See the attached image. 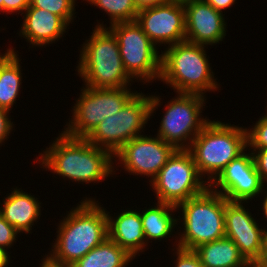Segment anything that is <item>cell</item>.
I'll list each match as a JSON object with an SVG mask.
<instances>
[{
    "instance_id": "obj_39",
    "label": "cell",
    "mask_w": 267,
    "mask_h": 267,
    "mask_svg": "<svg viewBox=\"0 0 267 267\" xmlns=\"http://www.w3.org/2000/svg\"><path fill=\"white\" fill-rule=\"evenodd\" d=\"M167 2H177V3H182L185 4L189 0H166Z\"/></svg>"
},
{
    "instance_id": "obj_29",
    "label": "cell",
    "mask_w": 267,
    "mask_h": 267,
    "mask_svg": "<svg viewBox=\"0 0 267 267\" xmlns=\"http://www.w3.org/2000/svg\"><path fill=\"white\" fill-rule=\"evenodd\" d=\"M254 163L257 172L261 179L267 185V148L266 149H252Z\"/></svg>"
},
{
    "instance_id": "obj_9",
    "label": "cell",
    "mask_w": 267,
    "mask_h": 267,
    "mask_svg": "<svg viewBox=\"0 0 267 267\" xmlns=\"http://www.w3.org/2000/svg\"><path fill=\"white\" fill-rule=\"evenodd\" d=\"M107 28L117 38L127 74L143 84L159 80L161 54L158 46L143 32L142 27L136 21H130L115 23Z\"/></svg>"
},
{
    "instance_id": "obj_19",
    "label": "cell",
    "mask_w": 267,
    "mask_h": 267,
    "mask_svg": "<svg viewBox=\"0 0 267 267\" xmlns=\"http://www.w3.org/2000/svg\"><path fill=\"white\" fill-rule=\"evenodd\" d=\"M12 189L13 191L3 198V204L0 202V213L20 234H30L32 226L40 219L41 202L21 188Z\"/></svg>"
},
{
    "instance_id": "obj_7",
    "label": "cell",
    "mask_w": 267,
    "mask_h": 267,
    "mask_svg": "<svg viewBox=\"0 0 267 267\" xmlns=\"http://www.w3.org/2000/svg\"><path fill=\"white\" fill-rule=\"evenodd\" d=\"M158 95L137 92L116 114L104 119L85 139L113 155L128 141L143 135L150 117L161 102Z\"/></svg>"
},
{
    "instance_id": "obj_27",
    "label": "cell",
    "mask_w": 267,
    "mask_h": 267,
    "mask_svg": "<svg viewBox=\"0 0 267 267\" xmlns=\"http://www.w3.org/2000/svg\"><path fill=\"white\" fill-rule=\"evenodd\" d=\"M176 250L173 255L177 257L174 261L175 266L172 267H203L197 254L194 250H187L180 247L172 248V251Z\"/></svg>"
},
{
    "instance_id": "obj_16",
    "label": "cell",
    "mask_w": 267,
    "mask_h": 267,
    "mask_svg": "<svg viewBox=\"0 0 267 267\" xmlns=\"http://www.w3.org/2000/svg\"><path fill=\"white\" fill-rule=\"evenodd\" d=\"M186 41L199 45H216L225 39V14L216 11L205 0H189L184 4Z\"/></svg>"
},
{
    "instance_id": "obj_18",
    "label": "cell",
    "mask_w": 267,
    "mask_h": 267,
    "mask_svg": "<svg viewBox=\"0 0 267 267\" xmlns=\"http://www.w3.org/2000/svg\"><path fill=\"white\" fill-rule=\"evenodd\" d=\"M140 211L128 208L118 213L115 218L106 211L108 238L127 250L134 258L136 255L140 256L146 248Z\"/></svg>"
},
{
    "instance_id": "obj_1",
    "label": "cell",
    "mask_w": 267,
    "mask_h": 267,
    "mask_svg": "<svg viewBox=\"0 0 267 267\" xmlns=\"http://www.w3.org/2000/svg\"><path fill=\"white\" fill-rule=\"evenodd\" d=\"M79 203L59 221L52 249L43 257L52 265L70 267L108 237L106 208L95 198Z\"/></svg>"
},
{
    "instance_id": "obj_23",
    "label": "cell",
    "mask_w": 267,
    "mask_h": 267,
    "mask_svg": "<svg viewBox=\"0 0 267 267\" xmlns=\"http://www.w3.org/2000/svg\"><path fill=\"white\" fill-rule=\"evenodd\" d=\"M134 257L108 237L70 267H126Z\"/></svg>"
},
{
    "instance_id": "obj_28",
    "label": "cell",
    "mask_w": 267,
    "mask_h": 267,
    "mask_svg": "<svg viewBox=\"0 0 267 267\" xmlns=\"http://www.w3.org/2000/svg\"><path fill=\"white\" fill-rule=\"evenodd\" d=\"M19 233L0 213V246L9 250L16 243Z\"/></svg>"
},
{
    "instance_id": "obj_32",
    "label": "cell",
    "mask_w": 267,
    "mask_h": 267,
    "mask_svg": "<svg viewBox=\"0 0 267 267\" xmlns=\"http://www.w3.org/2000/svg\"><path fill=\"white\" fill-rule=\"evenodd\" d=\"M205 1L208 2L216 11L223 13L224 10L229 9L232 5H234L237 0H205Z\"/></svg>"
},
{
    "instance_id": "obj_13",
    "label": "cell",
    "mask_w": 267,
    "mask_h": 267,
    "mask_svg": "<svg viewBox=\"0 0 267 267\" xmlns=\"http://www.w3.org/2000/svg\"><path fill=\"white\" fill-rule=\"evenodd\" d=\"M264 186L266 184L256 170L250 150L232 160L209 184L212 190L222 194L228 201L244 203L260 197Z\"/></svg>"
},
{
    "instance_id": "obj_5",
    "label": "cell",
    "mask_w": 267,
    "mask_h": 267,
    "mask_svg": "<svg viewBox=\"0 0 267 267\" xmlns=\"http://www.w3.org/2000/svg\"><path fill=\"white\" fill-rule=\"evenodd\" d=\"M246 127L211 120L194 138L188 151L200 175L210 184L234 159L247 150ZM207 174V176H206Z\"/></svg>"
},
{
    "instance_id": "obj_6",
    "label": "cell",
    "mask_w": 267,
    "mask_h": 267,
    "mask_svg": "<svg viewBox=\"0 0 267 267\" xmlns=\"http://www.w3.org/2000/svg\"><path fill=\"white\" fill-rule=\"evenodd\" d=\"M228 200L210 187L203 193L178 204V225L183 231L174 242L175 247L193 250L197 246L225 237V204ZM183 220V221H182ZM179 239V240H178ZM177 245V246H176Z\"/></svg>"
},
{
    "instance_id": "obj_4",
    "label": "cell",
    "mask_w": 267,
    "mask_h": 267,
    "mask_svg": "<svg viewBox=\"0 0 267 267\" xmlns=\"http://www.w3.org/2000/svg\"><path fill=\"white\" fill-rule=\"evenodd\" d=\"M167 47V48H166ZM161 50V73L163 81L176 93L199 94L219 90L206 54L208 46L188 41L166 46Z\"/></svg>"
},
{
    "instance_id": "obj_30",
    "label": "cell",
    "mask_w": 267,
    "mask_h": 267,
    "mask_svg": "<svg viewBox=\"0 0 267 267\" xmlns=\"http://www.w3.org/2000/svg\"><path fill=\"white\" fill-rule=\"evenodd\" d=\"M10 113L11 112L0 108V146H2V143L5 144V141L9 139L10 134L14 130L13 127H15L9 117Z\"/></svg>"
},
{
    "instance_id": "obj_33",
    "label": "cell",
    "mask_w": 267,
    "mask_h": 267,
    "mask_svg": "<svg viewBox=\"0 0 267 267\" xmlns=\"http://www.w3.org/2000/svg\"><path fill=\"white\" fill-rule=\"evenodd\" d=\"M138 11L144 8L165 4L166 0H132Z\"/></svg>"
},
{
    "instance_id": "obj_31",
    "label": "cell",
    "mask_w": 267,
    "mask_h": 267,
    "mask_svg": "<svg viewBox=\"0 0 267 267\" xmlns=\"http://www.w3.org/2000/svg\"><path fill=\"white\" fill-rule=\"evenodd\" d=\"M30 6V0H3V13L12 14L18 12L21 16Z\"/></svg>"
},
{
    "instance_id": "obj_20",
    "label": "cell",
    "mask_w": 267,
    "mask_h": 267,
    "mask_svg": "<svg viewBox=\"0 0 267 267\" xmlns=\"http://www.w3.org/2000/svg\"><path fill=\"white\" fill-rule=\"evenodd\" d=\"M154 205L140 212L146 246L150 240L152 243V240H167L171 235L173 238V231L178 227V220L173 214L177 212L176 206L158 201Z\"/></svg>"
},
{
    "instance_id": "obj_37",
    "label": "cell",
    "mask_w": 267,
    "mask_h": 267,
    "mask_svg": "<svg viewBox=\"0 0 267 267\" xmlns=\"http://www.w3.org/2000/svg\"><path fill=\"white\" fill-rule=\"evenodd\" d=\"M244 267H267L265 264H260L257 262H249L246 266Z\"/></svg>"
},
{
    "instance_id": "obj_14",
    "label": "cell",
    "mask_w": 267,
    "mask_h": 267,
    "mask_svg": "<svg viewBox=\"0 0 267 267\" xmlns=\"http://www.w3.org/2000/svg\"><path fill=\"white\" fill-rule=\"evenodd\" d=\"M136 22L143 32L159 47L183 42L185 38L184 4L166 2L138 11Z\"/></svg>"
},
{
    "instance_id": "obj_34",
    "label": "cell",
    "mask_w": 267,
    "mask_h": 267,
    "mask_svg": "<svg viewBox=\"0 0 267 267\" xmlns=\"http://www.w3.org/2000/svg\"><path fill=\"white\" fill-rule=\"evenodd\" d=\"M257 263L267 265V229L266 227L263 228L261 257Z\"/></svg>"
},
{
    "instance_id": "obj_40",
    "label": "cell",
    "mask_w": 267,
    "mask_h": 267,
    "mask_svg": "<svg viewBox=\"0 0 267 267\" xmlns=\"http://www.w3.org/2000/svg\"><path fill=\"white\" fill-rule=\"evenodd\" d=\"M0 13H3V0H0Z\"/></svg>"
},
{
    "instance_id": "obj_36",
    "label": "cell",
    "mask_w": 267,
    "mask_h": 267,
    "mask_svg": "<svg viewBox=\"0 0 267 267\" xmlns=\"http://www.w3.org/2000/svg\"><path fill=\"white\" fill-rule=\"evenodd\" d=\"M265 193V194H264ZM263 195V196H262ZM261 196L263 197V205H262V210H263V217L266 218L265 221H267V185L265 186V189L263 190Z\"/></svg>"
},
{
    "instance_id": "obj_11",
    "label": "cell",
    "mask_w": 267,
    "mask_h": 267,
    "mask_svg": "<svg viewBox=\"0 0 267 267\" xmlns=\"http://www.w3.org/2000/svg\"><path fill=\"white\" fill-rule=\"evenodd\" d=\"M149 185L158 202L174 206L203 193L209 187L188 150H176Z\"/></svg>"
},
{
    "instance_id": "obj_21",
    "label": "cell",
    "mask_w": 267,
    "mask_h": 267,
    "mask_svg": "<svg viewBox=\"0 0 267 267\" xmlns=\"http://www.w3.org/2000/svg\"><path fill=\"white\" fill-rule=\"evenodd\" d=\"M12 46L0 52V108L11 111L22 88V69L19 54Z\"/></svg>"
},
{
    "instance_id": "obj_12",
    "label": "cell",
    "mask_w": 267,
    "mask_h": 267,
    "mask_svg": "<svg viewBox=\"0 0 267 267\" xmlns=\"http://www.w3.org/2000/svg\"><path fill=\"white\" fill-rule=\"evenodd\" d=\"M175 151L172 145L158 136L143 134L124 144L114 154V161L115 164L119 162L120 166L124 165L123 169L129 175L150 177L151 183Z\"/></svg>"
},
{
    "instance_id": "obj_35",
    "label": "cell",
    "mask_w": 267,
    "mask_h": 267,
    "mask_svg": "<svg viewBox=\"0 0 267 267\" xmlns=\"http://www.w3.org/2000/svg\"><path fill=\"white\" fill-rule=\"evenodd\" d=\"M9 251L0 246V267H8L11 262Z\"/></svg>"
},
{
    "instance_id": "obj_15",
    "label": "cell",
    "mask_w": 267,
    "mask_h": 267,
    "mask_svg": "<svg viewBox=\"0 0 267 267\" xmlns=\"http://www.w3.org/2000/svg\"><path fill=\"white\" fill-rule=\"evenodd\" d=\"M244 202L227 201L225 204V237L231 239L248 262L261 257L263 226L253 218Z\"/></svg>"
},
{
    "instance_id": "obj_26",
    "label": "cell",
    "mask_w": 267,
    "mask_h": 267,
    "mask_svg": "<svg viewBox=\"0 0 267 267\" xmlns=\"http://www.w3.org/2000/svg\"><path fill=\"white\" fill-rule=\"evenodd\" d=\"M258 119L252 128L246 127L249 150L267 148V114Z\"/></svg>"
},
{
    "instance_id": "obj_17",
    "label": "cell",
    "mask_w": 267,
    "mask_h": 267,
    "mask_svg": "<svg viewBox=\"0 0 267 267\" xmlns=\"http://www.w3.org/2000/svg\"><path fill=\"white\" fill-rule=\"evenodd\" d=\"M23 14L24 20L17 34L25 38L32 48L35 46V49L59 41L69 29V24L62 17L48 10L30 5Z\"/></svg>"
},
{
    "instance_id": "obj_3",
    "label": "cell",
    "mask_w": 267,
    "mask_h": 267,
    "mask_svg": "<svg viewBox=\"0 0 267 267\" xmlns=\"http://www.w3.org/2000/svg\"><path fill=\"white\" fill-rule=\"evenodd\" d=\"M97 23L79 51L78 75L90 88L130 87L134 81L124 69L117 38L104 21Z\"/></svg>"
},
{
    "instance_id": "obj_10",
    "label": "cell",
    "mask_w": 267,
    "mask_h": 267,
    "mask_svg": "<svg viewBox=\"0 0 267 267\" xmlns=\"http://www.w3.org/2000/svg\"><path fill=\"white\" fill-rule=\"evenodd\" d=\"M176 94L165 106L156 135L176 150H188L194 138L211 121L201 114L207 103L206 96Z\"/></svg>"
},
{
    "instance_id": "obj_22",
    "label": "cell",
    "mask_w": 267,
    "mask_h": 267,
    "mask_svg": "<svg viewBox=\"0 0 267 267\" xmlns=\"http://www.w3.org/2000/svg\"><path fill=\"white\" fill-rule=\"evenodd\" d=\"M193 250L203 267H244L249 263L227 237L201 244Z\"/></svg>"
},
{
    "instance_id": "obj_38",
    "label": "cell",
    "mask_w": 267,
    "mask_h": 267,
    "mask_svg": "<svg viewBox=\"0 0 267 267\" xmlns=\"http://www.w3.org/2000/svg\"><path fill=\"white\" fill-rule=\"evenodd\" d=\"M41 266L40 267H59V266H55V265H52L50 264L46 259H41Z\"/></svg>"
},
{
    "instance_id": "obj_24",
    "label": "cell",
    "mask_w": 267,
    "mask_h": 267,
    "mask_svg": "<svg viewBox=\"0 0 267 267\" xmlns=\"http://www.w3.org/2000/svg\"><path fill=\"white\" fill-rule=\"evenodd\" d=\"M106 12L110 23L136 21L138 9L132 0H83Z\"/></svg>"
},
{
    "instance_id": "obj_2",
    "label": "cell",
    "mask_w": 267,
    "mask_h": 267,
    "mask_svg": "<svg viewBox=\"0 0 267 267\" xmlns=\"http://www.w3.org/2000/svg\"><path fill=\"white\" fill-rule=\"evenodd\" d=\"M35 160L53 175L78 184L99 183L115 174L114 155L85 138H72L59 133L55 141ZM80 182V183H79Z\"/></svg>"
},
{
    "instance_id": "obj_8",
    "label": "cell",
    "mask_w": 267,
    "mask_h": 267,
    "mask_svg": "<svg viewBox=\"0 0 267 267\" xmlns=\"http://www.w3.org/2000/svg\"><path fill=\"white\" fill-rule=\"evenodd\" d=\"M80 92L72 107L71 119L62 131L72 138H86L104 119L118 113L137 93L129 87L103 89L87 86H83Z\"/></svg>"
},
{
    "instance_id": "obj_25",
    "label": "cell",
    "mask_w": 267,
    "mask_h": 267,
    "mask_svg": "<svg viewBox=\"0 0 267 267\" xmlns=\"http://www.w3.org/2000/svg\"><path fill=\"white\" fill-rule=\"evenodd\" d=\"M77 0H30L34 8H41L62 17L69 25L75 16V5Z\"/></svg>"
}]
</instances>
